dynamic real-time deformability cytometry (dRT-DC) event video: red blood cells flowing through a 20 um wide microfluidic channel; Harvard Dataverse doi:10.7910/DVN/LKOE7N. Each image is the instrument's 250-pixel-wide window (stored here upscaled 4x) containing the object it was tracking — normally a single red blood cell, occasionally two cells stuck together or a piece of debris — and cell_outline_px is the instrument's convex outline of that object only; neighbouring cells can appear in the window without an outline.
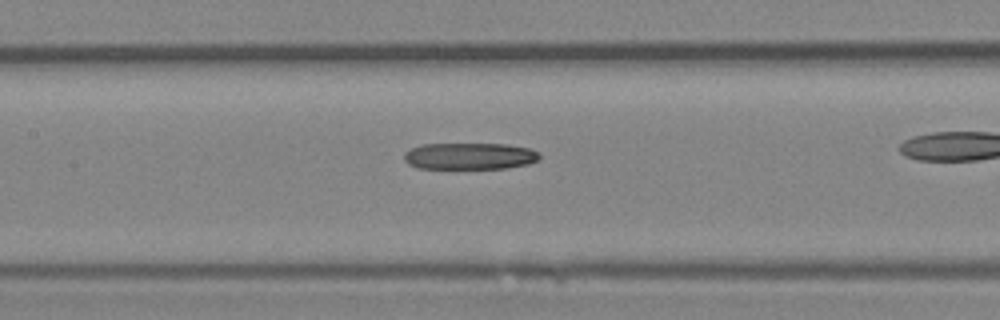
{"species": "Egyptian fruit bat (a non-hibernating species)", "species_latin": "Rousettus aegyptiacus", "temperature_condition": "room temperature", "stored_images_in_passage": 24, "camera_frame_rate_fps": 3000, "um_per_image_px": 0.085, "animal": {"sex": "female"}, "frame": {"image": 1, "passage_image": 11, "time_ms": 3.333, "image_size_px": [1000, 320], "cell_outline_px": [[540, 160], [528, 164], [508, 168], [416, 168], [408, 164], [404, 160], [404, 152], [412, 148], [424, 144], [508, 144], [528, 148], [540, 152]], "centroid_in_image_um": [39.95, 13.27], "position_along_channel_um": 167.5, "area_um2": 21.15}}